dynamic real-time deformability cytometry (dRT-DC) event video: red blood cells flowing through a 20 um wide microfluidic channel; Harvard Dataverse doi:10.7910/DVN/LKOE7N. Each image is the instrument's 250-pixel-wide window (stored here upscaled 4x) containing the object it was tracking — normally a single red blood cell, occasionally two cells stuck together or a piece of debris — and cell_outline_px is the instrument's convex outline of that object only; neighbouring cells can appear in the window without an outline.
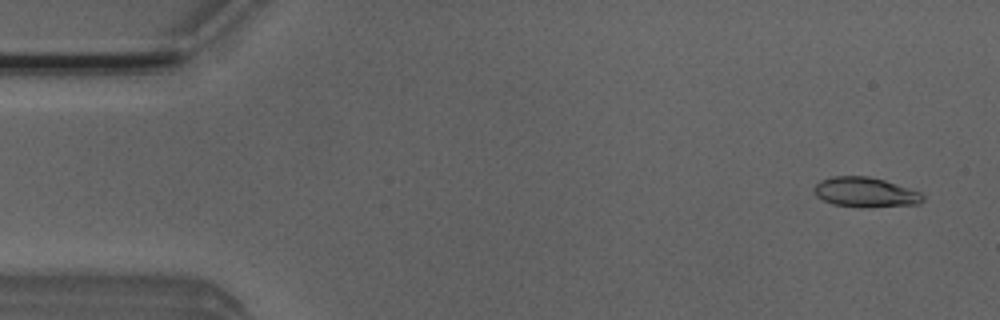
{"species": "Egyptian fruit bat (a non-hibernating species)", "species_latin": "Rousettus aegyptiacus", "temperature_condition": "room temperature", "stored_images_in_passage": 4, "camera_frame_rate_fps": 3000, "um_per_image_px": 0.085, "animal": {"sex": "male"}, "frame": {"image": 1, "passage_image": 1, "time_ms": 0.0, "image_size_px": [1000, 320], "cell_outline_px": [[924, 200], [920, 204], [868, 208], [860, 208], [832, 204], [816, 196], [812, 188], [820, 180], [832, 176], [868, 176], [884, 180], [920, 192], [924, 196]], "centroid_in_image_um": [73.54, 16.36], "position_along_channel_um": 11.5, "area_um2": 19.19}}